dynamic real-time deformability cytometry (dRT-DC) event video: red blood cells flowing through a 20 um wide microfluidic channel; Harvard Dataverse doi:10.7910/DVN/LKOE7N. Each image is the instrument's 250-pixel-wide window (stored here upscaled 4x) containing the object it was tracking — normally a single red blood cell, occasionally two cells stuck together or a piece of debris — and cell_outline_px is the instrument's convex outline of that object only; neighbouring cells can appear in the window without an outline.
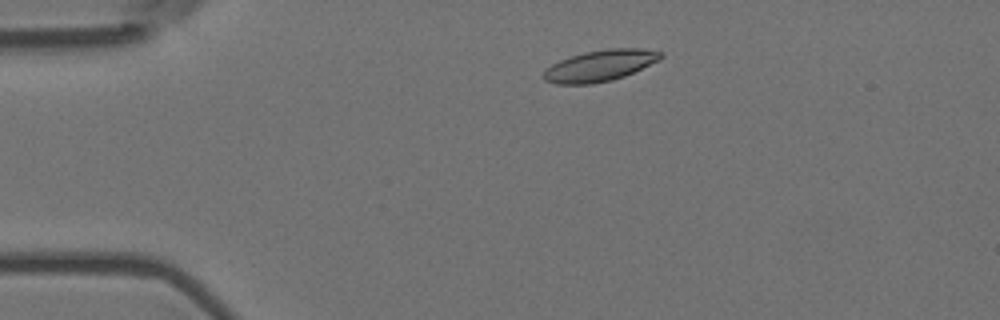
{"species": "Egyptian fruit bat (a non-hibernating species)", "species_latin": "Rousettus aegyptiacus", "temperature_condition": "room temperature", "stored_images_in_passage": 6, "camera_frame_rate_fps": 3000, "um_per_image_px": 0.085, "animal": {"sex": "female"}, "frame": {"image": 1, "passage_image": 2, "time_ms": 0.333, "image_size_px": [1000, 320], "cell_outline_px": [[664, 56], [660, 60], [624, 76], [612, 80], [592, 84], [556, 84], [544, 80], [540, 76], [544, 68], [560, 60], [584, 52], [608, 48], [640, 48], [664, 52]], "centroid_in_image_um": [50.98, 5.58], "position_along_channel_um": 34.0, "area_um2": 21.56}}
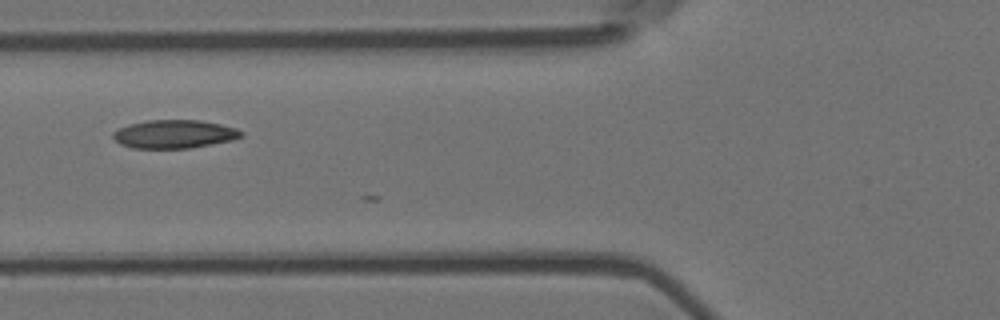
{"frame": {"image": 2, "passage_image": 5, "time_ms": 1.333, "image_size_px": [1000, 320], "cell_outline_px": [[244, 136], [232, 140], [188, 148], [132, 148], [120, 144], [112, 136], [112, 132], [128, 124], [148, 120], [200, 120], [220, 124], [236, 128], [244, 132]], "centroid_in_image_um": [14.82, 11.39], "position_along_channel_um": 111.0, "area_um2": 21.15}}
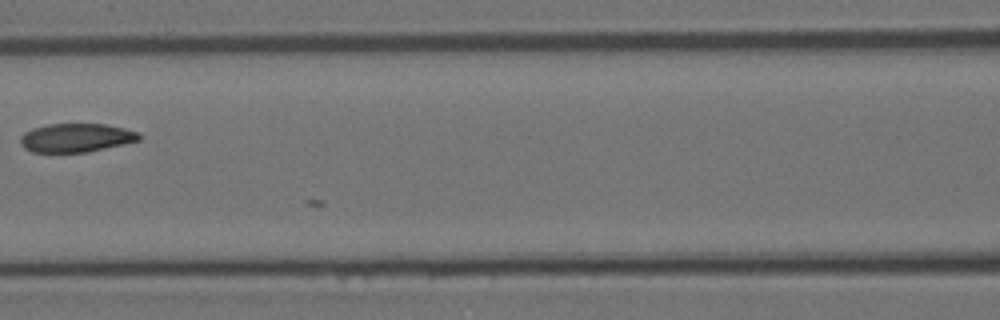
{"frame": {"image": 3, "passage_image": 6, "time_ms": 1.667, "image_size_px": [1000, 320], "cell_outline_px": [[140, 140], [124, 144], [88, 152], [32, 152], [24, 148], [20, 144], [20, 136], [24, 132], [32, 128], [48, 124], [104, 124], [124, 128], [140, 132]], "centroid_in_image_um": [6.46, 11.71], "position_along_channel_um": 160.1, "area_um2": 19.94}}